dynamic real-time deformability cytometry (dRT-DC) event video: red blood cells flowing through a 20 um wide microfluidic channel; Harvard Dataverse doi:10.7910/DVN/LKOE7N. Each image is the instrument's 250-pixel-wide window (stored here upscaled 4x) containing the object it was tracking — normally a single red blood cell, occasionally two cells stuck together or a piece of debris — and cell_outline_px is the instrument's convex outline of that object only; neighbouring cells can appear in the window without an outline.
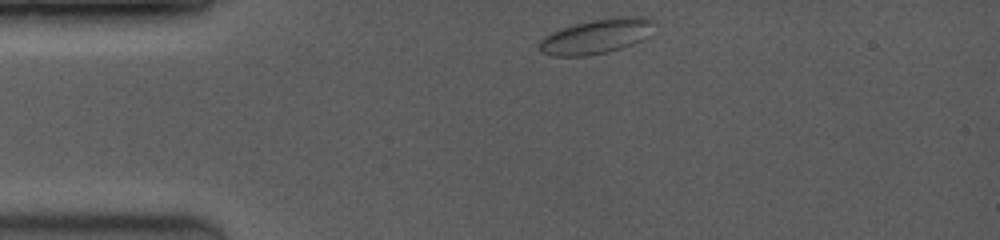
{"species": "common noctule bat (a hibernating species)", "species_latin": "Nyctalus noctula", "temperature_condition": "room temperature", "stored_images_in_passage": 7, "camera_frame_rate_fps": 3500, "um_per_image_px": 0.085, "animal": {"sex": "female", "body_mass_g": 19.0, "forearm_length_mm": 53.3}, "frame": {"image": 1, "passage_image": 1, "time_ms": 0.0, "image_size_px": [1000, 240], "cell_outline_px": [[652, 20], [640, 40], [632, 44], [608, 52], [588, 56], [552, 56], [540, 52], [536, 48], [536, 44], [544, 36], [552, 32], [576, 24], [592, 20], [624, 16], [640, 16]], "centroid_in_image_um": [50.52, 3.12], "position_along_channel_um": 34.5, "area_um2": 22.6}}
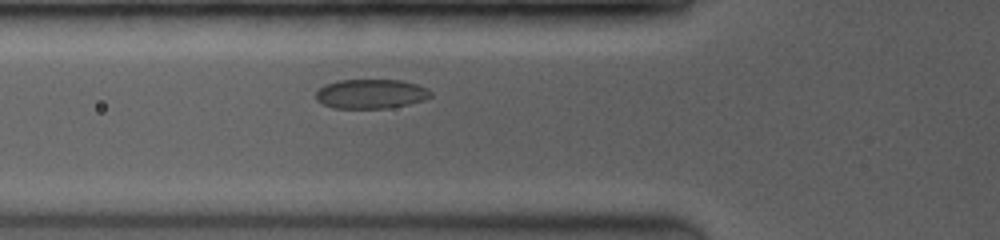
{"frame": {"image": 2, "passage_image": 5, "time_ms": 2.571, "image_size_px": [1000, 240], "cell_outline_px": [[432, 96], [424, 100], [408, 104], [388, 108], [332, 108], [316, 100], [316, 92], [324, 84], [340, 80], [400, 80], [416, 84], [428, 88], [432, 92]], "centroid_in_image_um": [31.54, 7.98], "position_along_channel_um": 94.3, "area_um2": 19.71}}
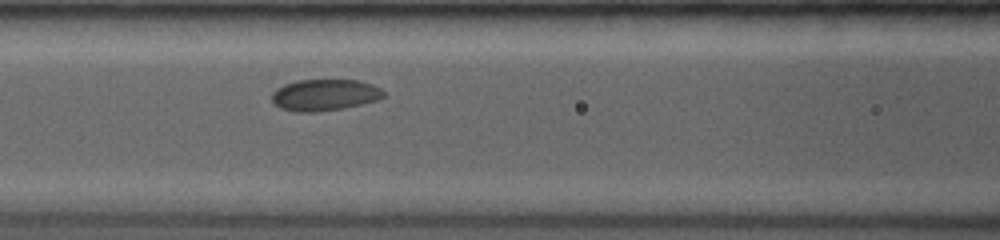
{"frame": {"image": 3, "passage_image": 7, "time_ms": 3.714, "image_size_px": [1000, 240], "cell_outline_px": [[384, 96], [376, 100], [344, 108], [316, 112], [296, 112], [280, 108], [272, 100], [272, 92], [276, 88], [284, 84], [296, 80], [360, 80], [372, 84], [380, 88], [384, 92]], "centroid_in_image_um": [27.57, 8.06], "position_along_channel_um": 139.0, "area_um2": 20.52}}